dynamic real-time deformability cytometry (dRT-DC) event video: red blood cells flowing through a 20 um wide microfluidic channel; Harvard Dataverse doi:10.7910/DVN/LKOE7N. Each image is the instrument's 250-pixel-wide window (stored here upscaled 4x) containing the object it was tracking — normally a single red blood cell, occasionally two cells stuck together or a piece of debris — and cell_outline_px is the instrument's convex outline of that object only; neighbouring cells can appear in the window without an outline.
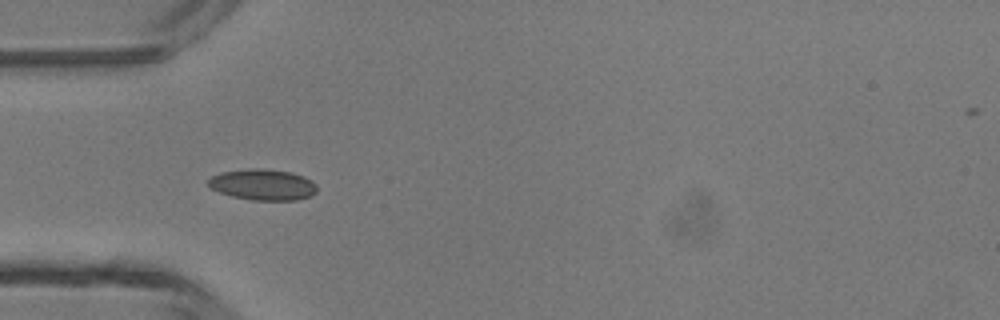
{"species": "common noctule bat (a hibernating species)", "species_latin": "Nyctalus noctula", "temperature_condition": "room temperature", "stored_images_in_passage": 5, "camera_frame_rate_fps": 3000, "um_per_image_px": 0.085, "animal": {"sex": "male", "body_mass_g": 13.3}, "frame": {"image": 1, "passage_image": 3, "time_ms": 0.667, "image_size_px": [1000, 320], "cell_outline_px": [[316, 192], [312, 196], [296, 200], [252, 200], [232, 196], [220, 192], [212, 188], [208, 184], [208, 180], [212, 176], [220, 172], [248, 168], [264, 168], [292, 172], [304, 176], [312, 180], [316, 184]], "centroid_in_image_um": [22.37, 15.68], "position_along_channel_um": 62.6, "area_um2": 19.83}}